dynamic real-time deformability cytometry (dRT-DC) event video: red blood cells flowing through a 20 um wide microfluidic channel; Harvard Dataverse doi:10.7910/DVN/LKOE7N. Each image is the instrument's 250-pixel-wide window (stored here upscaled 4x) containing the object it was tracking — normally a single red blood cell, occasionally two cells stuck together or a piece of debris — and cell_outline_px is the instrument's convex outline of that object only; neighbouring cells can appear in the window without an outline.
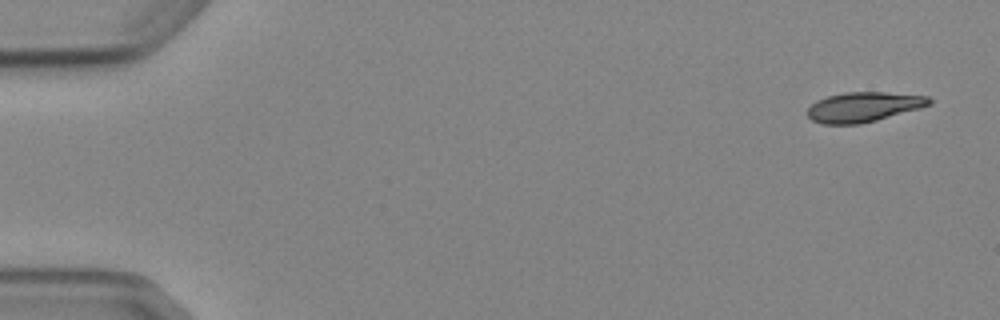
{"species": "Egyptian fruit bat (a non-hibernating species)", "species_latin": "Rousettus aegyptiacus", "temperature_condition": "cold", "stored_images_in_passage": 4, "camera_frame_rate_fps": 3000, "um_per_image_px": 0.085, "animal": {"sex": "female"}, "frame": {"image": 1, "passage_image": 1, "time_ms": 0.0, "image_size_px": [1000, 320], "cell_outline_px": [[932, 104], [920, 108], [876, 120], [860, 124], [820, 124], [812, 120], [804, 112], [816, 100], [828, 96], [844, 92], [884, 92], [928, 96], [932, 100]], "centroid_in_image_um": [73.37, 9.09], "position_along_channel_um": 11.6, "area_um2": 21.27}}
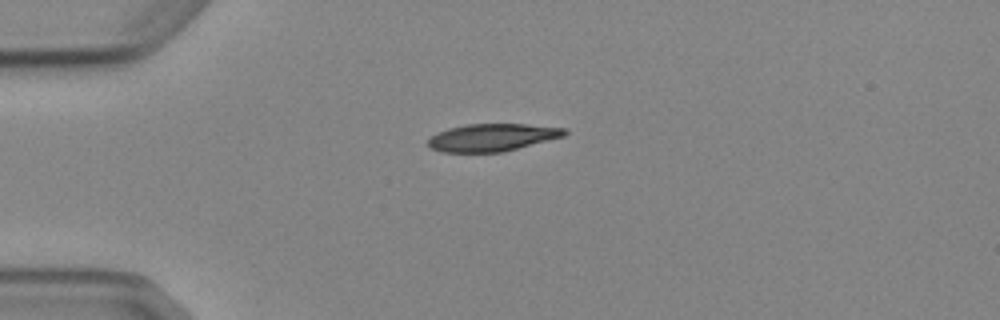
{"frame": {"image": 2, "passage_image": 4, "time_ms": 3.667, "image_size_px": [1000, 320], "cell_outline_px": [[568, 132], [564, 136], [504, 152], [440, 152], [432, 148], [428, 144], [428, 140], [436, 132], [448, 128], [468, 124], [528, 124], [568, 128]], "centroid_in_image_um": [41.86, 11.68], "position_along_channel_um": 43.1, "area_um2": 21.96}}